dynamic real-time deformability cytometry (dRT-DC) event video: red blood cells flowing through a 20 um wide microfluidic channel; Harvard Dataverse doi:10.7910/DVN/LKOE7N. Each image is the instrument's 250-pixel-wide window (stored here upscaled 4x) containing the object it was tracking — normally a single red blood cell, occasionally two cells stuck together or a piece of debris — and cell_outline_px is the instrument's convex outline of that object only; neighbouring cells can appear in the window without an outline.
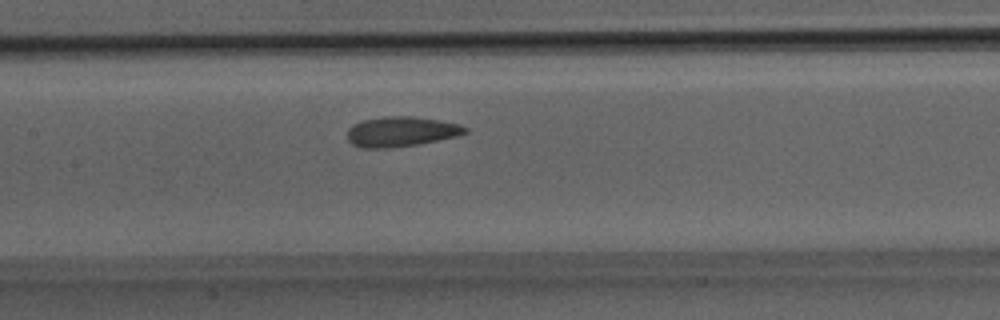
{"species": "Egyptian fruit bat (a non-hibernating species)", "species_latin": "Rousettus aegyptiacus", "temperature_condition": "room temperature", "stored_images_in_passage": 26, "camera_frame_rate_fps": 3000, "um_per_image_px": 0.085, "animal": {"sex": "male"}, "frame": {"image": 1, "passage_image": 9, "time_ms": 2.667, "image_size_px": [1000, 320], "cell_outline_px": [[468, 132], [460, 136], [416, 144], [392, 148], [364, 148], [352, 144], [348, 140], [348, 128], [352, 124], [364, 120], [384, 116], [412, 116], [440, 120], [460, 124], [468, 128]], "centroid_in_image_um": [34.12, 11.18], "position_along_channel_um": 173.3, "area_um2": 20.75}}
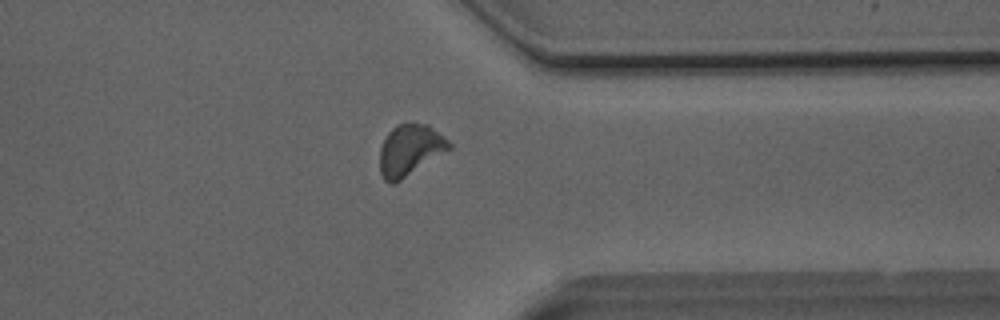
{"frame": {"image": 2, "passage_image": 19, "time_ms": 6.0, "image_size_px": [1000, 320], "cell_outline_px": [[452, 148], [400, 180], [392, 184], [384, 180], [380, 172], [380, 148], [388, 132], [396, 124], [428, 124], [444, 136], [452, 144]], "centroid_in_image_um": [34.85, 12.75], "position_along_channel_um": 376.6, "area_um2": 20.46}}
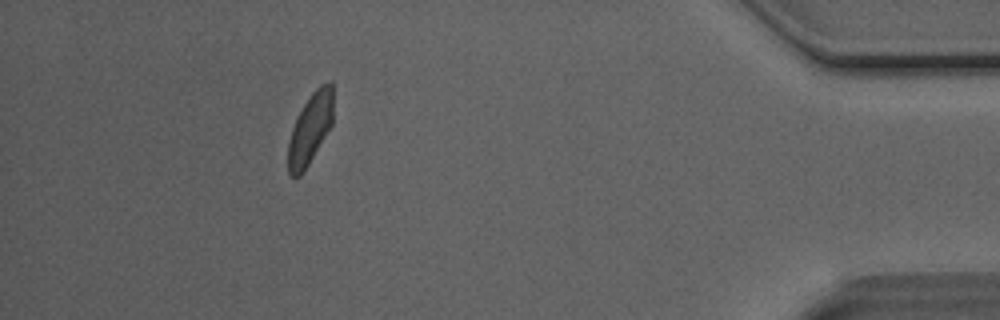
{"frame": {"image": 3, "passage_image": 23, "time_ms": 7.333, "image_size_px": [1000, 320], "cell_outline_px": [[332, 124], [308, 164], [300, 176], [292, 176], [288, 172], [288, 140], [296, 116], [312, 92], [320, 84], [332, 80]], "centroid_in_image_um": [26.35, 10.91], "position_along_channel_um": 408.9, "area_um2": 18.38}}